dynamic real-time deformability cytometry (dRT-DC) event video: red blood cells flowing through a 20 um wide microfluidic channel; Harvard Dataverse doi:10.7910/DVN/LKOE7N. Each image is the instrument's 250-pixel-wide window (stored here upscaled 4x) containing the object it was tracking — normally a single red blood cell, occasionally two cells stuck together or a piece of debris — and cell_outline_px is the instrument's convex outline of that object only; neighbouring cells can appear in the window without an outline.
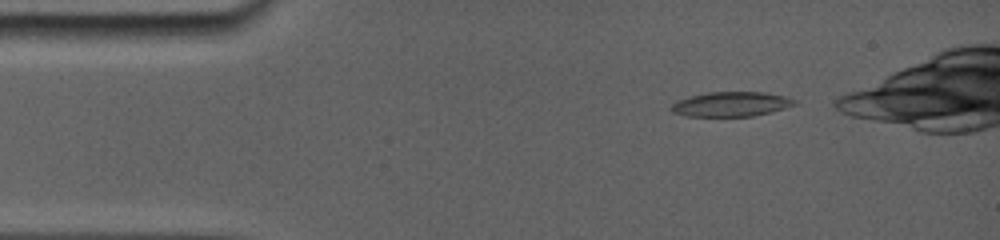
{"species": "common noctule bat (a hibernating species)", "species_latin": "Nyctalus noctula", "temperature_condition": "room temperature", "stored_images_in_passage": 6, "camera_frame_rate_fps": 5000, "um_per_image_px": 0.085, "animal": {"sex": "female", "body_mass_g": 19.0, "forearm_length_mm": 56.7}, "frame": {"image": 1, "passage_image": 1, "time_ms": 0.0, "image_size_px": [1000, 240], "cell_outline_px": [[796, 104], [784, 108], [752, 116], [688, 116], [672, 112], [672, 104], [680, 100], [692, 96], [708, 92], [764, 92], [784, 96], [796, 100]], "centroid_in_image_um": [62.16, 8.85], "position_along_channel_um": 22.8, "area_um2": 17.34}}
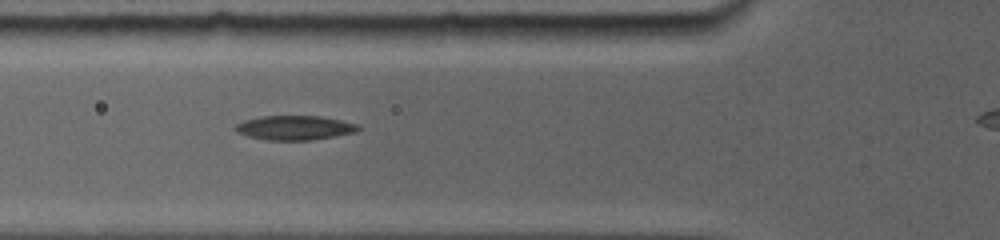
{"frame": {"image": 2, "passage_image": 5, "time_ms": 3.6, "image_size_px": [1000, 240], "cell_outline_px": [[360, 128], [352, 132], [332, 136], [308, 140], [268, 140], [248, 136], [240, 132], [236, 128], [236, 124], [244, 120], [264, 116], [320, 116], [340, 120], [356, 124]], "centroid_in_image_um": [25.02, 10.85], "position_along_channel_um": 100.8, "area_um2": 16.88}}
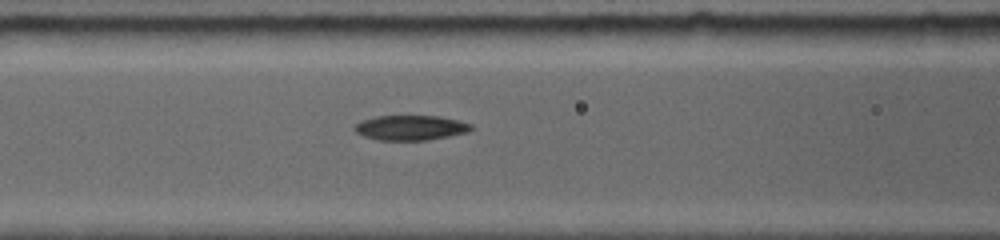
{"frame": {"image": 3, "passage_image": 6, "time_ms": 4.4, "image_size_px": [1000, 240], "cell_outline_px": [[472, 128], [464, 132], [424, 140], [380, 140], [364, 136], [356, 132], [356, 124], [364, 120], [376, 116], [436, 116], [456, 120], [472, 124]], "centroid_in_image_um": [34.86, 10.85], "position_along_channel_um": 131.7, "area_um2": 16.3}}